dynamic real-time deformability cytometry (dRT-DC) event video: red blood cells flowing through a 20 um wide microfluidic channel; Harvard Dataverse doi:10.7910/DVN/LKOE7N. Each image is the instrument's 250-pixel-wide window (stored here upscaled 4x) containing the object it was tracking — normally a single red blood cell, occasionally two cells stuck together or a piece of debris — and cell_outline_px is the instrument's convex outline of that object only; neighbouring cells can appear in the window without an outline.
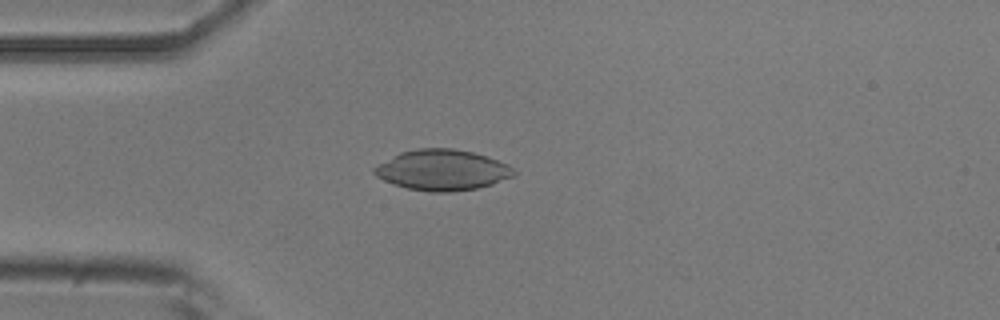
{"species": "common noctule bat (a hibernating species)", "species_latin": "Nyctalus noctula", "temperature_condition": "room temperature", "stored_images_in_passage": 41, "camera_frame_rate_fps": 3000, "um_per_image_px": 0.085, "animal": {"sex": "male", "body_mass_g": 20.5, "forearm_length_mm": 52.5}, "frame": {"image": 1, "passage_image": 12, "time_ms": 3.667, "image_size_px": [1000, 320], "cell_outline_px": [[516, 176], [492, 184], [476, 188], [452, 192], [432, 192], [408, 188], [384, 180], [376, 176], [372, 172], [372, 168], [400, 152], [416, 148], [452, 148], [472, 152], [488, 156], [508, 164], [516, 172]], "centroid_in_image_um": [37.62, 14.44], "position_along_channel_um": 47.4, "area_um2": 33.06}}
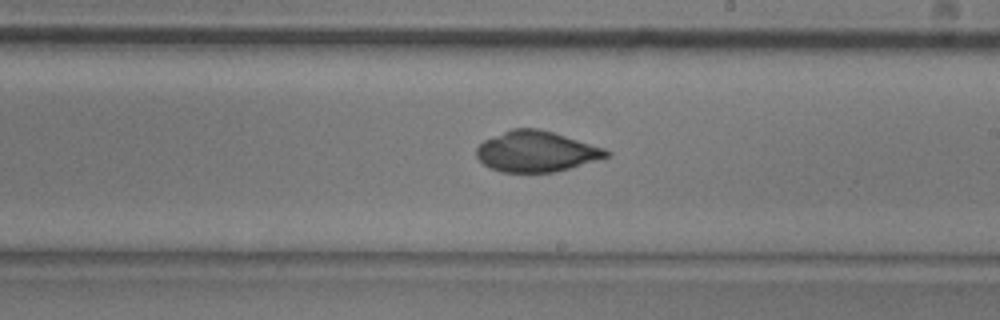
{"frame": {"image": 2, "passage_image": 28, "time_ms": 9.0, "image_size_px": [1000, 320], "cell_outline_px": [[612, 156], [568, 168], [552, 172], [500, 172], [484, 164], [476, 156], [476, 148], [484, 140], [512, 128], [536, 128], [552, 132], [604, 148], [612, 152]], "centroid_in_image_um": [45.59, 12.87], "position_along_channel_um": 243.4, "area_um2": 30.52}}
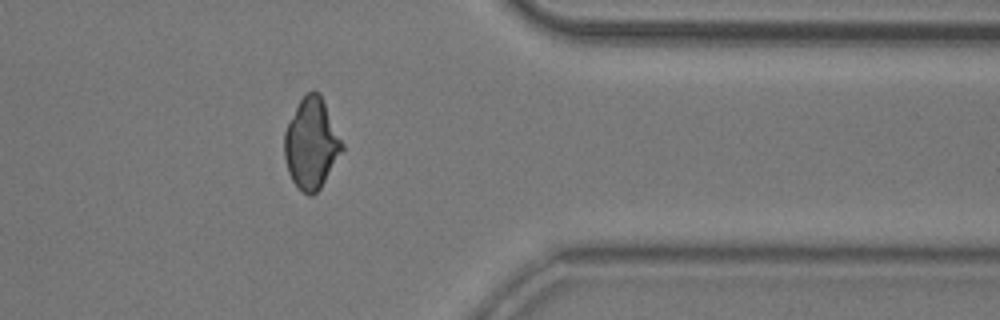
{"frame": {"image": 3, "passage_image": 40, "time_ms": 13.0, "image_size_px": [1000, 320], "cell_outline_px": [[344, 152], [320, 188], [312, 196], [308, 196], [292, 180], [288, 172], [284, 156], [284, 132], [300, 100], [312, 88], [320, 92], [344, 144]], "centroid_in_image_um": [26.5, 12.2], "position_along_channel_um": 384.9, "area_um2": 30.58}}